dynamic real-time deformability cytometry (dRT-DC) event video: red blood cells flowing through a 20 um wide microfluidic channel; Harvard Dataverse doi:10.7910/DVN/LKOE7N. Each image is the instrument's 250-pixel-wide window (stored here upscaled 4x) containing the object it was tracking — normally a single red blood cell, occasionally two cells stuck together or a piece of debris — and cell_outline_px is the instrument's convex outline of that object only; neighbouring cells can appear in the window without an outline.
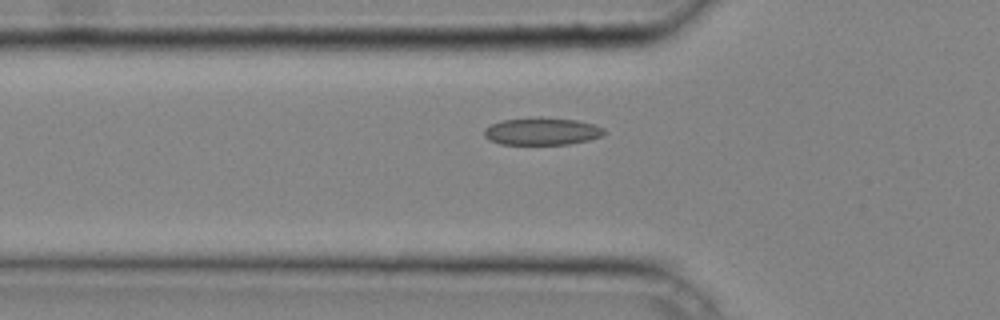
{"species": "common noctule bat (a hibernating species)", "species_latin": "Nyctalus noctula", "temperature_condition": "cold", "stored_images_in_passage": 37, "camera_frame_rate_fps": 3000, "um_per_image_px": 0.085, "animal": {"sex": "male", "body_mass_g": 20.4}, "frame": {"image": 1, "passage_image": 14, "time_ms": 4.333, "image_size_px": [1000, 320], "cell_outline_px": [[608, 132], [604, 136], [588, 140], [568, 144], [500, 144], [488, 140], [484, 136], [484, 128], [500, 120], [540, 116], [576, 120], [592, 124], [604, 128]], "centroid_in_image_um": [46.06, 11.15], "position_along_channel_um": 79.7, "area_um2": 19.48}}
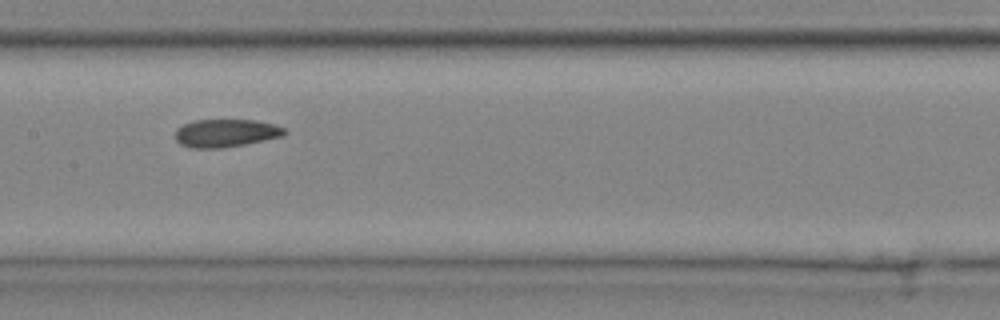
{"frame": {"image": 2, "passage_image": 21, "time_ms": 6.667, "image_size_px": [1000, 320], "cell_outline_px": [[288, 132], [284, 136], [224, 148], [188, 148], [180, 144], [176, 140], [176, 128], [192, 120], [256, 120], [276, 124], [284, 128]], "centroid_in_image_um": [19.2, 11.31], "position_along_channel_um": 188.2, "area_um2": 17.98}}
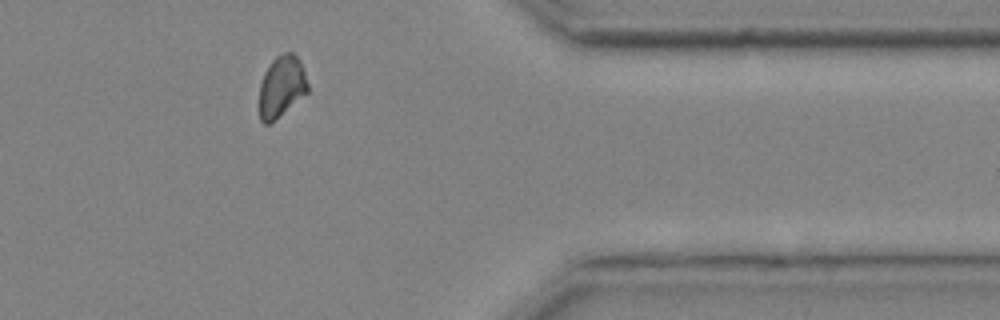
{"frame": {"image": 3, "passage_image": 35, "time_ms": 11.333, "image_size_px": [1000, 320], "cell_outline_px": [[308, 92], [268, 124], [264, 124], [260, 120], [260, 84], [264, 72], [272, 60], [276, 56], [284, 52], [292, 52], [300, 60], [304, 68], [308, 84]], "centroid_in_image_um": [23.94, 7.31], "position_along_channel_um": 387.5, "area_um2": 17.17}}